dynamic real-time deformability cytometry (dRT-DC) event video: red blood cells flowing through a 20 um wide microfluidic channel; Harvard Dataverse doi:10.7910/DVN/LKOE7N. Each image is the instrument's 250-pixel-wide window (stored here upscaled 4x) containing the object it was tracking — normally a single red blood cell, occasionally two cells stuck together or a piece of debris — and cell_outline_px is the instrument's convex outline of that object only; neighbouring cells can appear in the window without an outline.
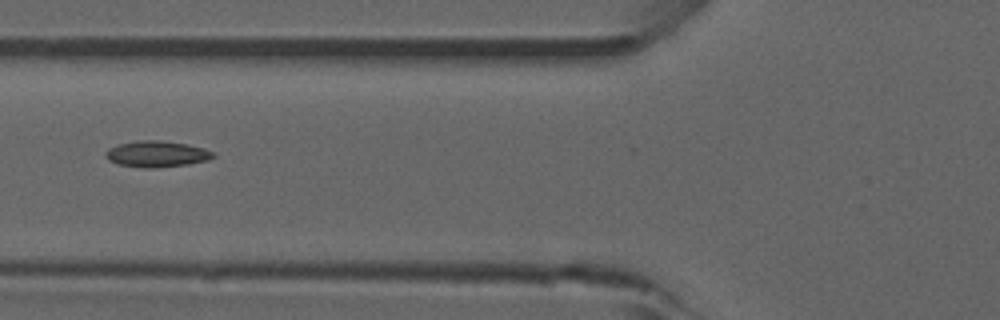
{"species": "common noctule bat (a hibernating species)", "species_latin": "Nyctalus noctula", "temperature_condition": "room temperature", "stored_images_in_passage": 36, "camera_frame_rate_fps": 3000, "um_per_image_px": 0.085, "animal": {"sex": "male", "forearm_length_mm": 52.5}, "frame": {"image": 1, "passage_image": 11, "time_ms": 3.333, "image_size_px": [1000, 320], "cell_outline_px": [[216, 156], [208, 160], [188, 164], [148, 168], [144, 168], [120, 164], [108, 160], [104, 156], [104, 152], [108, 148], [116, 144], [136, 140], [160, 140], [188, 144], [204, 148], [212, 152]], "centroid_in_image_um": [13.28, 13.07], "position_along_channel_um": 112.5, "area_um2": 16.47}, "authors_computed_cell_mechanics": {"area_um2": 15.4326, "velocity_mm_per_s": 3.9188, "shape_relaxation_time_tau1_ms": null, "shape_relaxation_time_tau2_ms": 4.3361, "deformation_change_tau1": null, "deformation_change_tau2": 0.1045}}